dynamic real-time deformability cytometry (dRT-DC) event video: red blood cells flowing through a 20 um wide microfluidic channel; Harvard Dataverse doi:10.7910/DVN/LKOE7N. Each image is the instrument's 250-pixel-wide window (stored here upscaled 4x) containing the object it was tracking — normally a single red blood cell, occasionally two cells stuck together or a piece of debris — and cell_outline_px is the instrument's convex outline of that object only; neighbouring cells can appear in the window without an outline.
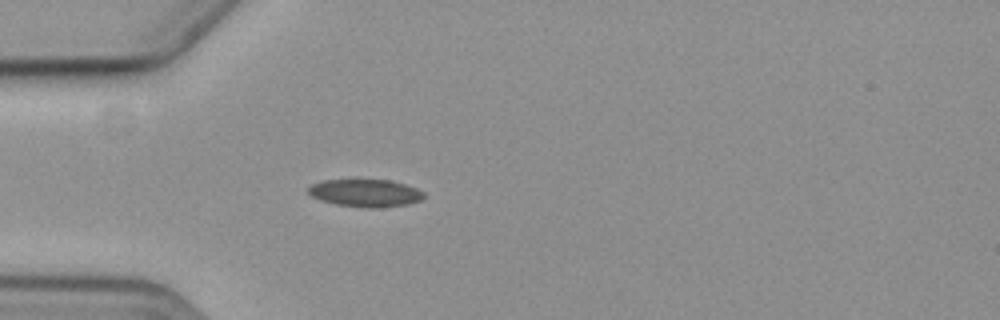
{"species": "common noctule bat (a hibernating species)", "species_latin": "Nyctalus noctula", "temperature_condition": "cold", "stored_images_in_passage": 4, "camera_frame_rate_fps": 3000, "um_per_image_px": 0.085, "animal": {"sex": "female", "body_mass_g": 19.3, "forearm_length_mm": 54.1}, "frame": {"image": 1, "passage_image": 4, "time_ms": 3.667, "image_size_px": [1000, 320], "cell_outline_px": [[424, 196], [420, 200], [408, 204], [380, 208], [364, 208], [336, 204], [320, 200], [312, 196], [308, 192], [308, 188], [312, 184], [324, 180], [392, 180], [416, 188], [424, 192]], "centroid_in_image_um": [31.07, 16.41], "position_along_channel_um": 53.9, "area_um2": 18.55}}